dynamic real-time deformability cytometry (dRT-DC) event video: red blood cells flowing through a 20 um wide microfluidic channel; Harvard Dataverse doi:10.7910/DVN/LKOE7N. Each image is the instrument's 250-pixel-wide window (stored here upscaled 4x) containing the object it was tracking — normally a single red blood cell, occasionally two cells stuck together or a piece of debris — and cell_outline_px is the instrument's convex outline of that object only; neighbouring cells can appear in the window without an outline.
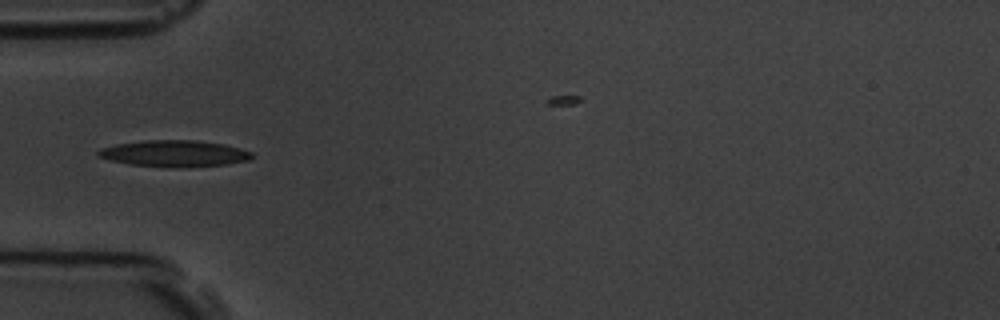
{"species": "common noctule bat (a hibernating species)", "species_latin": "Nyctalus noctula", "temperature_condition": "room temperature", "stored_images_in_passage": 6, "camera_frame_rate_fps": 3000, "um_per_image_px": 0.085, "animal": {"sex": "male", "body_mass_g": 19.5, "forearm_length_mm": 54.6}, "frame": {"image": 1, "passage_image": 4, "time_ms": 4.333, "image_size_px": [1000, 320], "cell_outline_px": [[252, 156], [248, 160], [228, 164], [132, 164], [112, 160], [96, 156], [96, 152], [100, 148], [116, 144], [144, 140], [196, 140], [224, 144], [240, 148], [252, 152]], "centroid_in_image_um": [14.79, 12.98], "position_along_channel_um": 70.2, "area_um2": 22.25}}
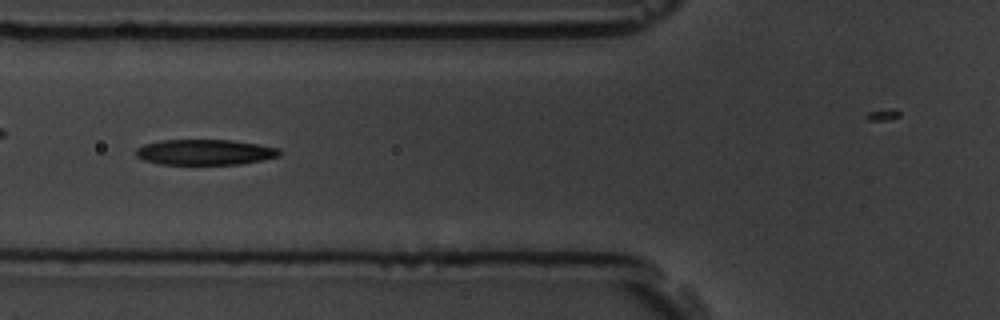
{"frame": {"image": 2, "passage_image": 5, "time_ms": 5.333, "image_size_px": [1000, 320], "cell_outline_px": [[280, 156], [240, 164], [160, 164], [144, 160], [136, 156], [136, 148], [144, 144], [164, 140], [232, 140], [260, 144], [280, 148]], "centroid_in_image_um": [17.43, 12.93], "position_along_channel_um": 108.4, "area_um2": 21.33}}
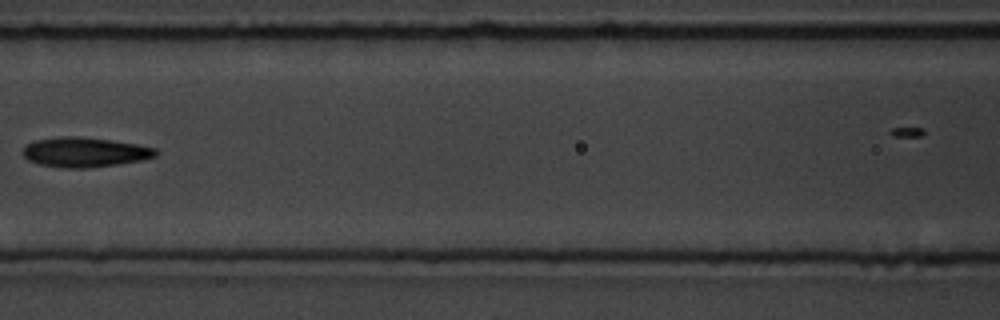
{"frame": {"image": 3, "passage_image": 6, "time_ms": 6.667, "image_size_px": [1000, 320], "cell_outline_px": [[156, 156], [140, 160], [116, 164], [88, 168], [68, 168], [40, 164], [28, 160], [20, 152], [28, 144], [36, 140], [68, 136], [72, 136], [112, 140], [136, 144], [156, 148]], "centroid_in_image_um": [7.19, 12.94], "position_along_channel_um": 159.4, "area_um2": 22.66}}